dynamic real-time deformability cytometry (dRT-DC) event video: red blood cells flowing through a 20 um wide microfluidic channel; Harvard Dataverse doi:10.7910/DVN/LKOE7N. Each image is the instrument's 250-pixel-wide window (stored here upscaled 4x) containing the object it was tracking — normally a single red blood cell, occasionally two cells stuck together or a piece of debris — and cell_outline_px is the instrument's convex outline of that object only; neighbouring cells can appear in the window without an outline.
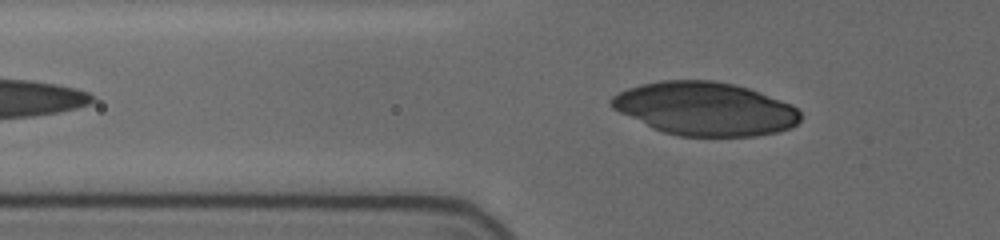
{"species": "human", "species_latin": "Homo sapiens", "temperature_condition": "cold", "stored_images_in_passage": 44, "camera_frame_rate_fps": 3000, "um_per_image_px": 0.085, "donor": {"sex": "female"}, "frame": {"image": 1, "passage_image": 8, "time_ms": 2.333, "image_size_px": [1000, 240], "cell_outline_px": [[800, 120], [792, 128], [776, 132], [756, 136], [680, 136], [664, 132], [652, 128], [612, 108], [608, 104], [608, 100], [612, 96], [628, 88], [660, 80], [712, 80], [732, 84], [748, 88], [792, 104], [800, 112]], "centroid_in_image_um": [59.93, 9.24], "position_along_channel_um": 65.9, "area_um2": 58.67}}
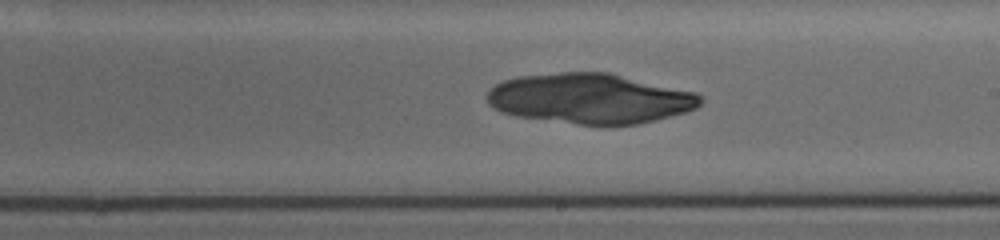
{"frame": {"image": 2, "passage_image": 23, "time_ms": 7.333, "image_size_px": [1000, 240], "cell_outline_px": [[704, 100], [696, 108], [684, 112], [636, 124], [604, 128], [516, 116], [500, 112], [492, 108], [488, 104], [484, 96], [488, 88], [504, 80], [516, 76], [560, 72], [608, 72], [696, 92]], "centroid_in_image_um": [50.09, 8.39], "position_along_channel_um": 238.9, "area_um2": 63.35}}
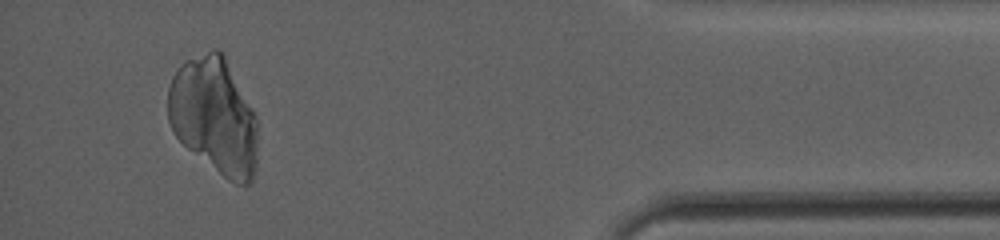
{"frame": {"image": 3, "passage_image": 41, "time_ms": 13.333, "image_size_px": [1000, 240], "cell_outline_px": [[260, 124], [256, 168], [252, 180], [248, 184], [236, 184], [228, 180], [188, 148], [172, 132], [168, 120], [168, 88], [172, 76], [176, 68], [184, 60], [212, 48], [216, 48], [224, 56], [260, 120]], "centroid_in_image_um": [18.24, 9.85], "position_along_channel_um": 417.0, "area_um2": 61.85}}